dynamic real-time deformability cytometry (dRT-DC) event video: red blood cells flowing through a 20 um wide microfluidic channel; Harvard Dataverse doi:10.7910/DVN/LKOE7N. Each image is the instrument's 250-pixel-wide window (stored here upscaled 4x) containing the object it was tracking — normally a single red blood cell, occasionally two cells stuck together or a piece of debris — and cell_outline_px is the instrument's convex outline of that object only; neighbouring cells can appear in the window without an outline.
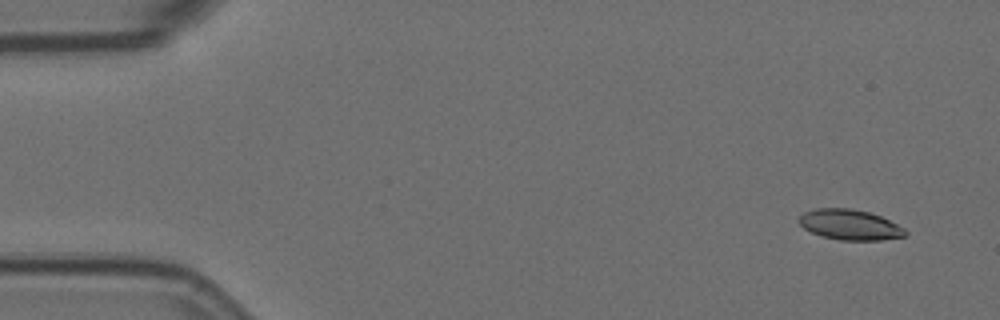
{"species": "Egyptian fruit bat (a non-hibernating species)", "species_latin": "Rousettus aegyptiacus", "temperature_condition": "room temperature", "stored_images_in_passage": 5, "camera_frame_rate_fps": 3000, "um_per_image_px": 0.085, "animal": {"sex": "female"}, "frame": {"image": 1, "passage_image": 1, "time_ms": 0.0, "image_size_px": [1000, 320], "cell_outline_px": [[908, 232], [904, 236], [880, 240], [840, 240], [820, 236], [804, 228], [796, 220], [804, 212], [816, 208], [852, 208], [868, 212], [880, 216], [904, 228]], "centroid_in_image_um": [72.2, 19.1], "position_along_channel_um": 12.8, "area_um2": 18.79}}
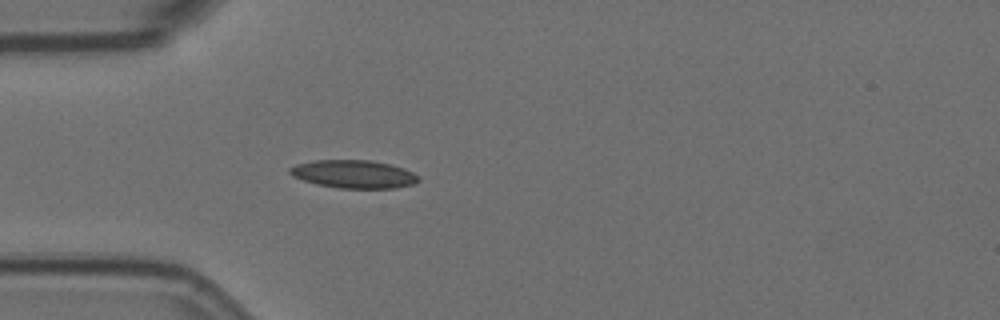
{"frame": {"image": 2, "passage_image": 5, "time_ms": 1.333, "image_size_px": [1000, 320], "cell_outline_px": [[420, 180], [416, 184], [396, 188], [340, 188], [316, 184], [292, 176], [288, 172], [288, 168], [296, 164], [316, 160], [372, 160], [392, 164], [404, 168], [420, 176]], "centroid_in_image_um": [30.11, 14.8], "position_along_channel_um": 54.9, "area_um2": 21.27}}